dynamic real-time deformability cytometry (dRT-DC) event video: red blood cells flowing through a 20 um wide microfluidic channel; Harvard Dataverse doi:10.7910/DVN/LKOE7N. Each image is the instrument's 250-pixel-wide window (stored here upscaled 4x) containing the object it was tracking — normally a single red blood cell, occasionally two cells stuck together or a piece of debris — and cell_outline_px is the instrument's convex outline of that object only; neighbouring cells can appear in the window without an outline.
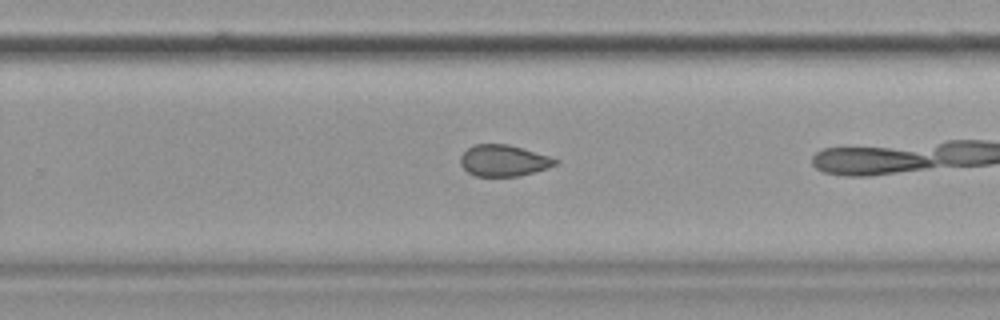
{"species": "common noctule bat (a hibernating species)", "species_latin": "Nyctalus noctula", "temperature_condition": "cold", "stored_images_in_passage": 29, "camera_frame_rate_fps": 3000, "um_per_image_px": 0.085, "animal": {"sex": "female", "body_mass_g": 19.9}, "frame": {"image": 1, "passage_image": 21, "time_ms": 6.667, "image_size_px": [1000, 320], "cell_outline_px": [[560, 160], [556, 164], [548, 168], [516, 176], [476, 176], [468, 172], [460, 164], [460, 156], [472, 144], [508, 144], [552, 156]], "centroid_in_image_um": [42.82, 13.63], "position_along_channel_um": 287.0, "area_um2": 17.4}}